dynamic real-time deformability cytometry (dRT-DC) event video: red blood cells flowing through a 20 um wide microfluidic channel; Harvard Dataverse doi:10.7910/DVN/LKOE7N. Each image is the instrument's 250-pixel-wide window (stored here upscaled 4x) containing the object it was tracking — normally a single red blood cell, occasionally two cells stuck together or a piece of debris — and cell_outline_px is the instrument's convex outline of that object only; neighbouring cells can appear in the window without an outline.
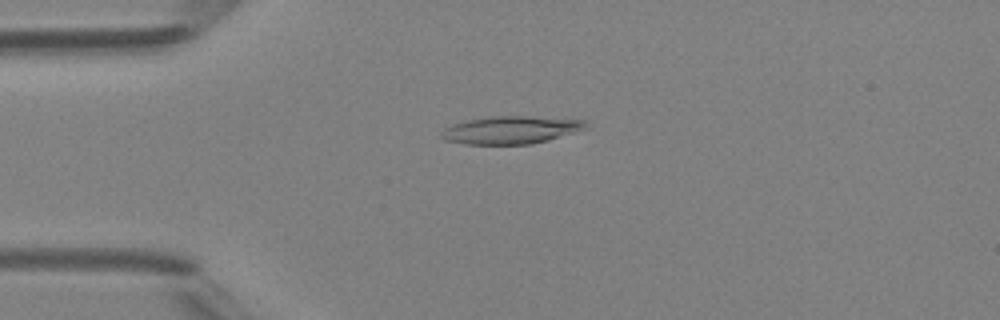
{"species": "Egyptian fruit bat (a non-hibernating species)", "species_latin": "Rousettus aegyptiacus", "temperature_condition": "room temperature", "stored_images_in_passage": 3, "camera_frame_rate_fps": 3000, "um_per_image_px": 0.085, "animal": {"sex": "female"}, "frame": {"image": 1, "passage_image": 1, "time_ms": 0.0, "image_size_px": [1000, 320], "cell_outline_px": [[588, 128], [576, 132], [548, 140], [532, 144], [464, 144], [444, 140], [440, 136], [440, 132], [444, 128], [452, 124], [468, 120], [488, 116], [528, 116], [584, 120]], "centroid_in_image_um": [43.39, 11.05], "position_along_channel_um": 41.6, "area_um2": 23.41}}
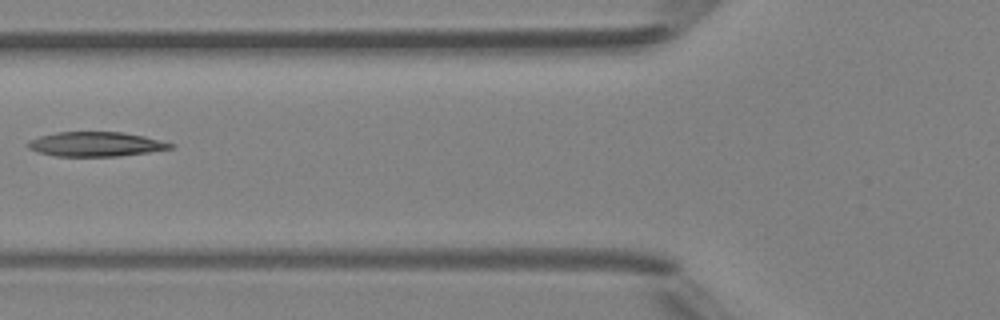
{"frame": {"image": 2, "passage_image": 3, "time_ms": 2.333, "image_size_px": [1000, 320], "cell_outline_px": [[176, 144], [172, 148], [148, 152], [120, 156], [56, 156], [36, 152], [28, 148], [24, 144], [28, 140], [40, 136], [56, 132], [124, 132], [144, 136]], "centroid_in_image_um": [8.1, 12.25], "position_along_channel_um": 117.7, "area_um2": 20.52}}